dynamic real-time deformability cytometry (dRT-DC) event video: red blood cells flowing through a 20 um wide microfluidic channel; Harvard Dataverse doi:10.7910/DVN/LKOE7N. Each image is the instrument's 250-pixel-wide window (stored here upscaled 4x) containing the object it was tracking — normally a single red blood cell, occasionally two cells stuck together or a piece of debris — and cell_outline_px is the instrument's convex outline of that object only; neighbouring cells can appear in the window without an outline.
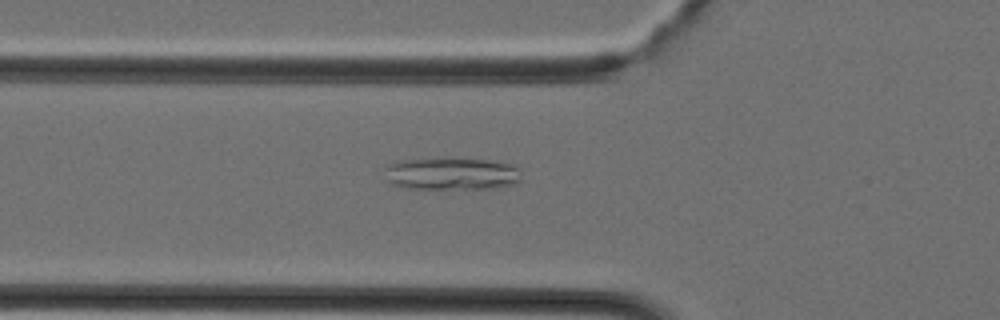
{"species": "Egyptian fruit bat (a non-hibernating species)", "species_latin": "Rousettus aegyptiacus", "temperature_condition": "cold", "stored_images_in_passage": 39, "camera_frame_rate_fps": 3000, "um_per_image_px": 0.085, "animal": {"sex": "female"}, "frame": {"image": 1, "passage_image": 14, "time_ms": 4.333, "image_size_px": [1000, 320], "cell_outline_px": [[520, 180], [512, 184], [492, 188], [408, 188], [392, 184], [388, 180], [384, 168], [384, 164], [404, 160], [488, 160], [512, 164], [520, 168]], "centroid_in_image_um": [38.39, 14.78], "position_along_channel_um": 87.4, "area_um2": 25.09}}
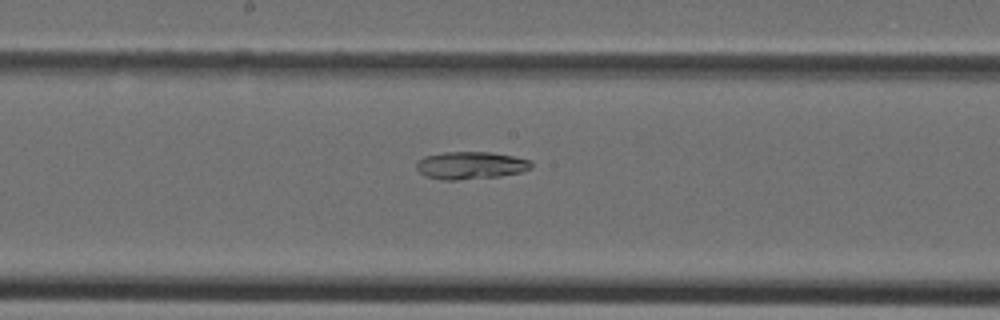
{"frame": {"image": 2, "passage_image": 21, "time_ms": 6.667, "image_size_px": [1000, 320], "cell_outline_px": [[532, 168], [520, 172], [500, 176], [456, 180], [444, 180], [424, 176], [416, 168], [416, 160], [424, 156], [444, 152], [492, 152], [532, 160]], "centroid_in_image_um": [39.98, 14.05], "position_along_channel_um": 208.2, "area_um2": 18.55}}
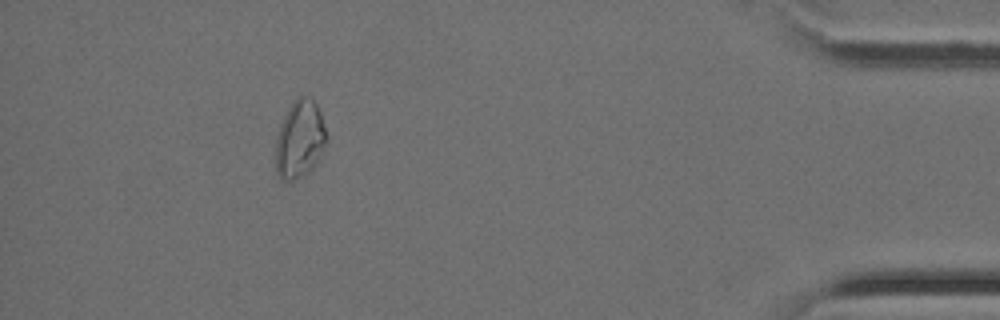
{"frame": {"image": 3, "passage_image": 36, "time_ms": 11.667, "image_size_px": [1000, 320], "cell_outline_px": [[328, 140], [316, 164], [308, 176], [284, 184], [276, 176], [276, 140], [280, 124], [292, 100], [296, 96], [304, 96], [312, 100], [316, 104], [320, 112], [328, 136]], "centroid_in_image_um": [25.48, 11.92], "position_along_channel_um": 409.7, "area_um2": 23.81}}